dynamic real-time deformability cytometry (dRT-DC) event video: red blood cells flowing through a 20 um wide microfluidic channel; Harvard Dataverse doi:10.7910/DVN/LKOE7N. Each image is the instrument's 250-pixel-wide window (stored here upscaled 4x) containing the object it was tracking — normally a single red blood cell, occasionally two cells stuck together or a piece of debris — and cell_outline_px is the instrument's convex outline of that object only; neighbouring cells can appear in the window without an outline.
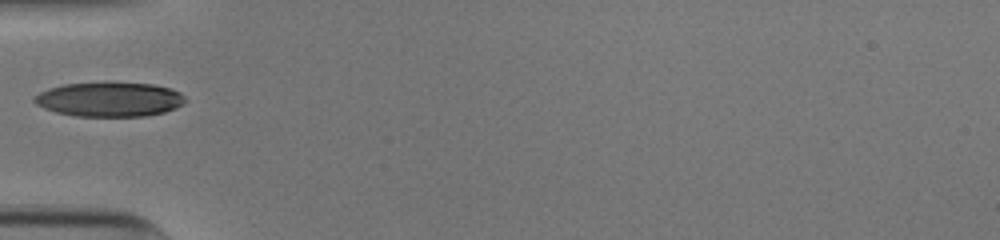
{"species": "human", "species_latin": "Homo sapiens", "temperature_condition": "cold", "stored_images_in_passage": 30, "camera_frame_rate_fps": 3000, "um_per_image_px": 0.085, "donor": {"sex": "male"}, "frame": {"image": 1, "passage_image": 1, "time_ms": 0.0, "image_size_px": [1000, 240], "cell_outline_px": [[188, 100], [184, 104], [176, 108], [164, 112], [144, 116], [76, 116], [56, 112], [44, 108], [36, 104], [32, 100], [40, 92], [48, 88], [64, 84], [152, 84], [168, 88], [180, 92]], "centroid_in_image_um": [9.32, 8.47], "position_along_channel_um": 75.7, "area_um2": 29.77}}
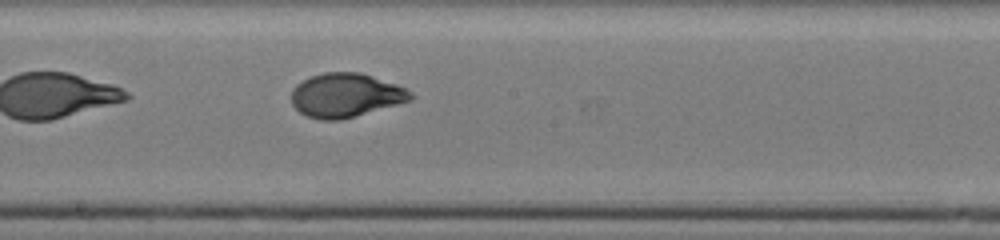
{"frame": {"image": 2, "passage_image": 12, "time_ms": 3.667, "image_size_px": [1000, 240], "cell_outline_px": [[416, 96], [412, 100], [340, 120], [320, 120], [308, 116], [300, 112], [292, 104], [292, 88], [296, 84], [312, 76], [324, 72], [360, 72], [396, 84], [412, 92]], "centroid_in_image_um": [29.39, 8.09], "position_along_channel_um": 218.8, "area_um2": 30.4}}
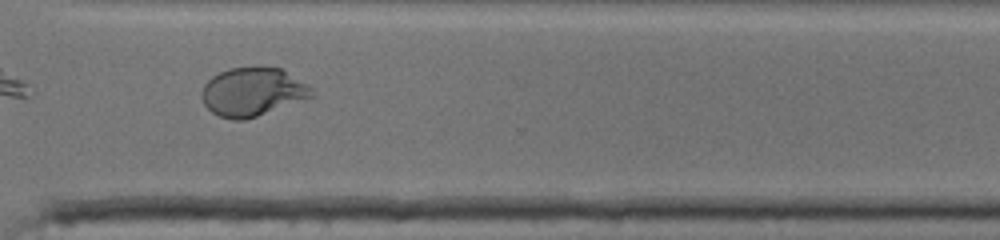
{"frame": {"image": 3, "passage_image": 22, "time_ms": 7.0, "image_size_px": [1000, 240], "cell_outline_px": [[316, 96], [244, 120], [232, 120], [220, 116], [212, 112], [204, 104], [200, 96], [200, 92], [204, 84], [212, 76], [228, 68], [280, 68], [312, 84]], "centroid_in_image_um": [21.51, 7.81], "position_along_channel_um": 349.1, "area_um2": 31.33}}